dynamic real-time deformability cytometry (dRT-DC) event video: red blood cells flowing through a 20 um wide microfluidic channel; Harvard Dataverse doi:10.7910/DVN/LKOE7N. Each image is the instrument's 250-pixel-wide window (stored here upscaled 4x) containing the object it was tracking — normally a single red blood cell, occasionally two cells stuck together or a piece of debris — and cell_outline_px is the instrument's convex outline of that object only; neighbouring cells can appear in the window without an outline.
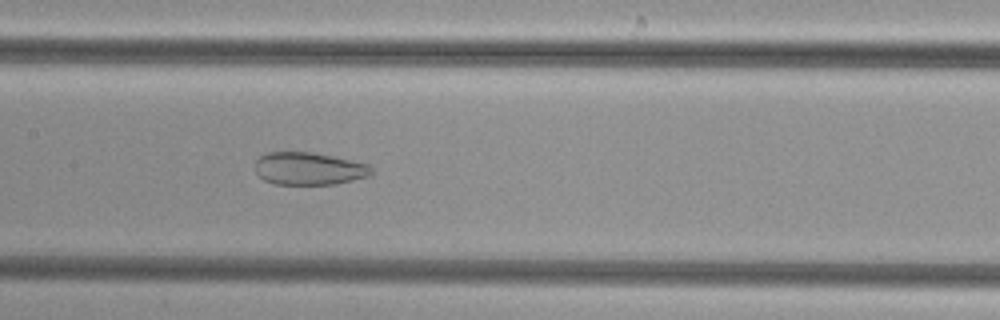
{"species": "common noctule bat (a hibernating species)", "species_latin": "Nyctalus noctula", "temperature_condition": "cold", "stored_images_in_passage": 45, "camera_frame_rate_fps": 3000, "um_per_image_px": 0.085, "animal": {"sex": "female", "body_mass_g": 29.2, "forearm_length_mm": 56.3}, "frame": {"image": 1, "passage_image": 19, "time_ms": 6.0, "image_size_px": [1000, 320], "cell_outline_px": [[372, 172], [368, 176], [336, 184], [276, 184], [264, 180], [256, 172], [256, 160], [260, 156], [268, 152], [312, 152], [332, 156], [368, 164], [372, 168]], "centroid_in_image_um": [26.25, 14.33], "position_along_channel_um": 181.2, "area_um2": 21.91}}
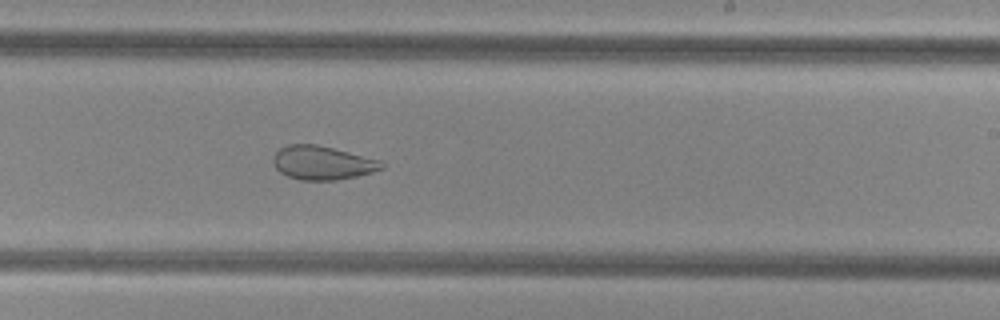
{"frame": {"image": 2, "passage_image": 25, "time_ms": 8.0, "image_size_px": [1000, 320], "cell_outline_px": [[384, 168], [372, 172], [356, 176], [336, 180], [300, 180], [288, 176], [280, 172], [276, 168], [272, 160], [272, 156], [280, 148], [288, 144], [316, 144], [380, 160], [384, 164]], "centroid_in_image_um": [27.37, 13.84], "position_along_channel_um": 261.6, "area_um2": 21.21}}
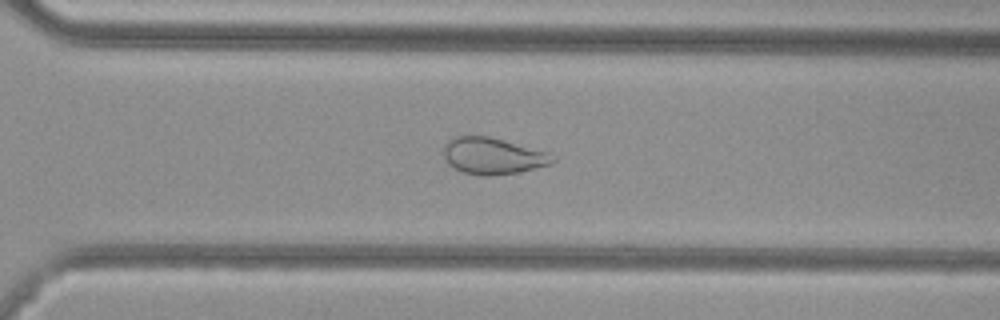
{"frame": {"image": 3, "passage_image": 30, "time_ms": 9.667, "image_size_px": [1000, 320], "cell_outline_px": [[556, 160], [552, 164], [520, 172], [488, 176], [480, 176], [464, 172], [448, 164], [444, 156], [444, 144], [452, 136], [488, 136], [548, 152]], "centroid_in_image_um": [41.88, 13.26], "position_along_channel_um": 328.7, "area_um2": 23.18}}